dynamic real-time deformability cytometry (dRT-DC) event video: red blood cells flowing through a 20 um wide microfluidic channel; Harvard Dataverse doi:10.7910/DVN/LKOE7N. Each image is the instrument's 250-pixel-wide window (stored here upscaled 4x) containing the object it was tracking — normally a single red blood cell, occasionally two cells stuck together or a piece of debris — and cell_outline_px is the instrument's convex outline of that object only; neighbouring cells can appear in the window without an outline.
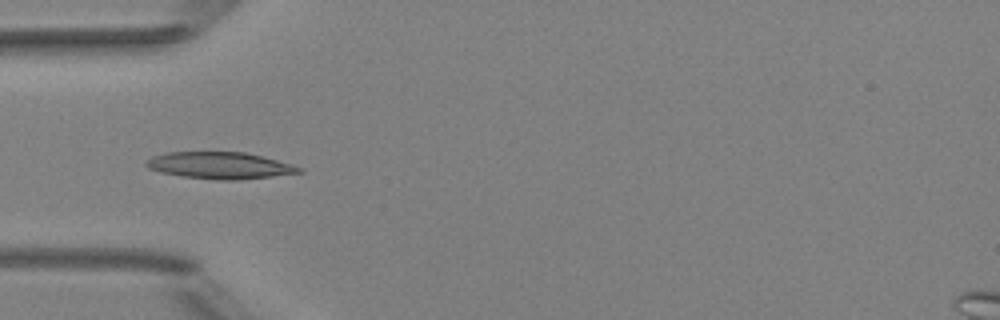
{"species": "Egyptian fruit bat (a non-hibernating species)", "species_latin": "Rousettus aegyptiacus", "temperature_condition": "room temperature", "stored_images_in_passage": 5, "camera_frame_rate_fps": 3000, "um_per_image_px": 0.085, "animal": {"sex": "female"}, "frame": {"image": 1, "passage_image": 4, "time_ms": 3.333, "image_size_px": [1000, 320], "cell_outline_px": [[304, 172], [272, 176], [236, 180], [220, 180], [184, 176], [160, 172], [148, 168], [144, 164], [144, 160], [152, 156], [168, 152], [244, 152], [264, 156], [292, 164], [304, 168]], "centroid_in_image_um": [18.7, 14.05], "position_along_channel_um": 66.3, "area_um2": 23.93}}
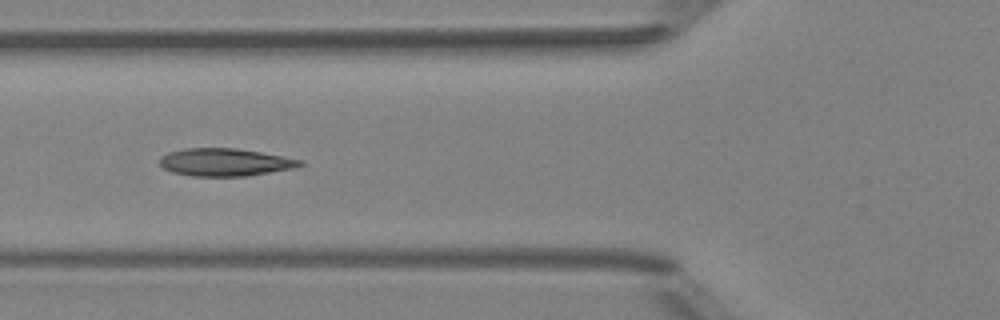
{"frame": {"image": 2, "passage_image": 5, "time_ms": 4.333, "image_size_px": [1000, 320], "cell_outline_px": [[304, 164], [296, 168], [248, 176], [192, 176], [172, 172], [164, 168], [160, 164], [160, 156], [168, 152], [184, 148], [236, 148], [260, 152], [304, 160]], "centroid_in_image_um": [19.14, 13.79], "position_along_channel_um": 106.7, "area_um2": 22.77}}